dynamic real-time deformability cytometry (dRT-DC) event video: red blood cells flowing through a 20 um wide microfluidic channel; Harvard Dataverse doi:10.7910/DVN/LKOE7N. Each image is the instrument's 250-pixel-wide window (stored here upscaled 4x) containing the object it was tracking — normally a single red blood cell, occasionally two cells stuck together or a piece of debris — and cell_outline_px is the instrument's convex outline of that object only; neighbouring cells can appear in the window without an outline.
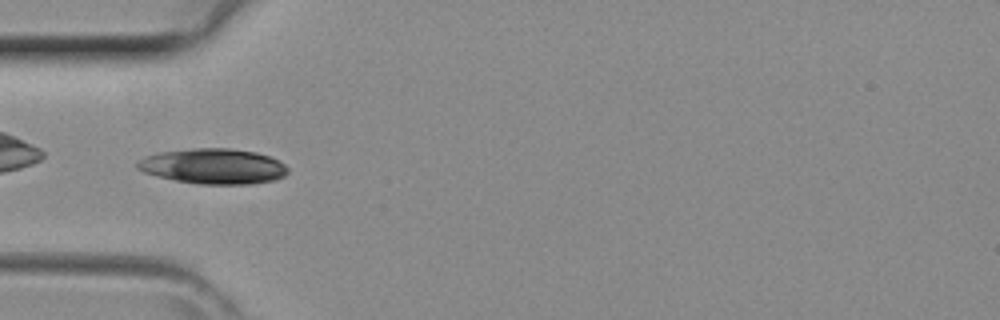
{"species": "common noctule bat (a hibernating species)", "species_latin": "Nyctalus noctula", "temperature_condition": "room temperature", "stored_images_in_passage": 9, "camera_frame_rate_fps": 3000, "um_per_image_px": 0.085, "animal": {"sex": "female", "body_mass_g": 29.2, "forearm_length_mm": 56.3}, "frame": {"image": 1, "passage_image": 2, "time_ms": 0.333, "image_size_px": [1000, 320], "cell_outline_px": [[288, 172], [284, 176], [276, 180], [252, 184], [200, 184], [176, 180], [156, 176], [144, 172], [136, 168], [136, 164], [140, 160], [148, 156], [160, 152], [196, 148], [228, 148], [256, 152], [268, 156], [284, 164], [288, 168]], "centroid_in_image_um": [18.16, 14.14], "position_along_channel_um": 66.8, "area_um2": 30.81}}
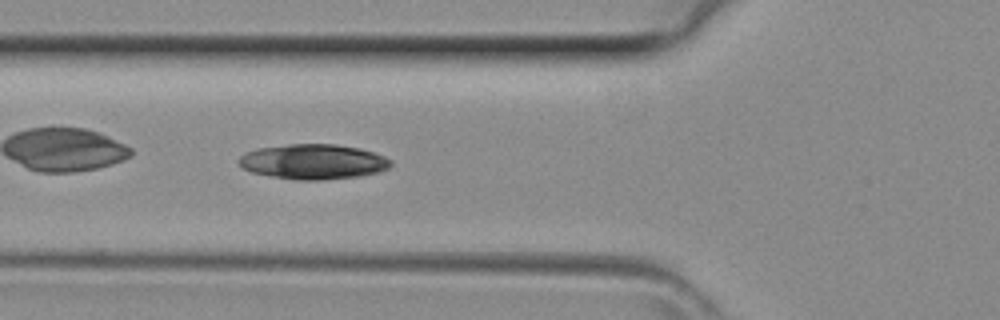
{"frame": {"image": 2, "passage_image": 4, "time_ms": 1.0, "image_size_px": [1000, 320], "cell_outline_px": [[392, 164], [388, 168], [380, 172], [360, 176], [320, 180], [296, 180], [272, 176], [252, 172], [244, 168], [236, 160], [244, 152], [260, 148], [288, 144], [336, 144], [360, 148], [384, 156], [392, 160]], "centroid_in_image_um": [26.64, 13.74], "position_along_channel_um": 99.2, "area_um2": 31.1}}
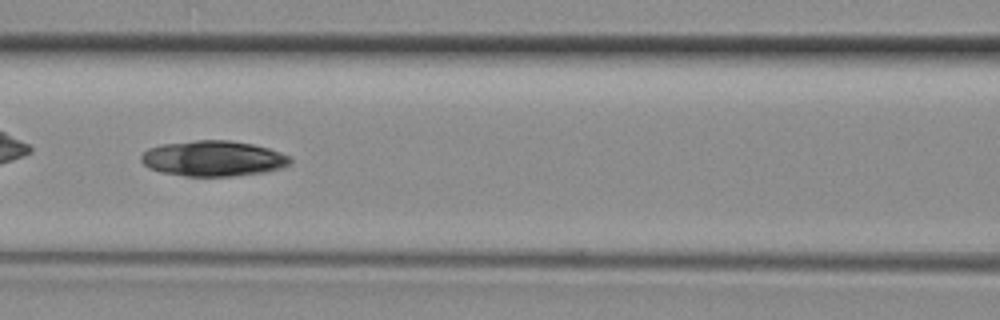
{"frame": {"image": 3, "passage_image": 7, "time_ms": 2.0, "image_size_px": [1000, 320], "cell_outline_px": [[292, 160], [288, 164], [280, 168], [264, 172], [232, 176], [184, 176], [160, 172], [148, 168], [140, 160], [140, 156], [148, 148], [160, 144], [196, 140], [228, 140], [252, 144], [268, 148], [292, 156]], "centroid_in_image_um": [18.09, 13.47], "position_along_channel_um": 148.5, "area_um2": 30.98}}